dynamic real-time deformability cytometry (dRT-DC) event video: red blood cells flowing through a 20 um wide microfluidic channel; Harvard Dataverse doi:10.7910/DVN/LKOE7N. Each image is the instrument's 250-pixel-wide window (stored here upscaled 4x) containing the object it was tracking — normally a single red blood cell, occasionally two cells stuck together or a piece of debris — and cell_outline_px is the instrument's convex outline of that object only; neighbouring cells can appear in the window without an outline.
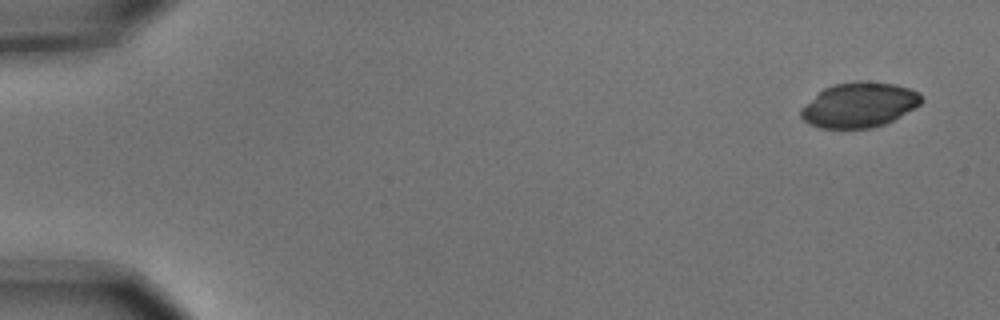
{"species": "common noctule bat (a hibernating species)", "species_latin": "Nyctalus noctula", "temperature_condition": "cold", "stored_images_in_passage": 5, "camera_frame_rate_fps": 3000, "um_per_image_px": 0.085, "animal": {"sex": "male", "body_mass_g": 15.6}, "frame": {"image": 1, "passage_image": 1, "time_ms": 0.0, "image_size_px": [1000, 320], "cell_outline_px": [[924, 100], [920, 104], [900, 116], [884, 124], [872, 128], [820, 128], [808, 124], [800, 116], [800, 108], [824, 88], [836, 84], [860, 80], [896, 84], [920, 92], [924, 96]], "centroid_in_image_um": [73.04, 8.91], "position_along_channel_um": 12.0, "area_um2": 31.62}}
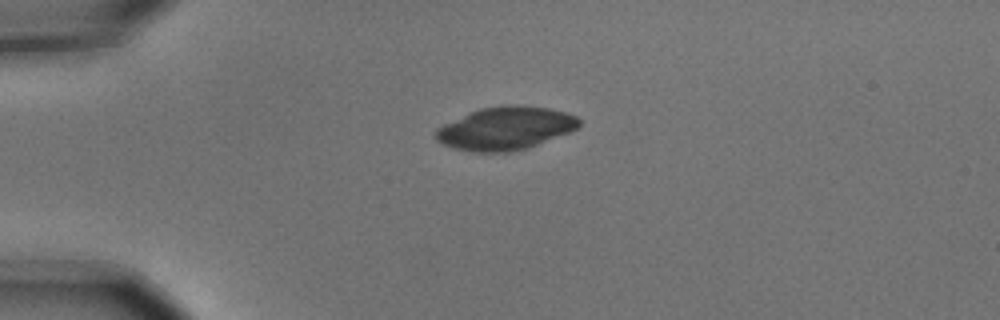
{"frame": {"image": 2, "passage_image": 4, "time_ms": 1.0, "image_size_px": [1000, 320], "cell_outline_px": [[580, 128], [528, 148], [512, 152], [468, 152], [452, 148], [436, 140], [436, 128], [468, 112], [480, 108], [504, 104], [516, 104], [548, 108], [568, 112], [576, 116], [580, 120]], "centroid_in_image_um": [42.98, 10.9], "position_along_channel_um": 42.0, "area_um2": 36.41}}